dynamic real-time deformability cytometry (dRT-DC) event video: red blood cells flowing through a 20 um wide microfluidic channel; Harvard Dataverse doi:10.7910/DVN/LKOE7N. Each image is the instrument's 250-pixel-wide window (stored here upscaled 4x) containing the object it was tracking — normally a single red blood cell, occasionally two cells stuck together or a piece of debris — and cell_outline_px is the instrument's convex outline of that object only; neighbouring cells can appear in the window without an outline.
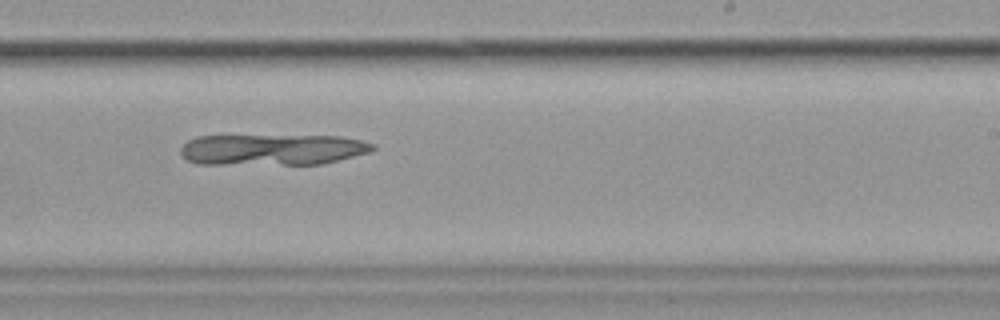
{"species": "common noctule bat (a hibernating species)", "species_latin": "Nyctalus noctula", "temperature_condition": "cold", "stored_images_in_passage": 12, "camera_frame_rate_fps": 3000, "um_per_image_px": 0.085, "animal": {"sex": "female", "body_mass_g": 19.9}, "frame": {"image": 1, "passage_image": 7, "time_ms": 7.667, "image_size_px": [1000, 320], "cell_outline_px": [[376, 148], [368, 152], [324, 164], [196, 164], [180, 156], [180, 148], [188, 140], [196, 136], [340, 136], [360, 140], [376, 144]], "centroid_in_image_um": [23.12, 12.72], "position_along_channel_um": 265.9, "area_um2": 34.91}}